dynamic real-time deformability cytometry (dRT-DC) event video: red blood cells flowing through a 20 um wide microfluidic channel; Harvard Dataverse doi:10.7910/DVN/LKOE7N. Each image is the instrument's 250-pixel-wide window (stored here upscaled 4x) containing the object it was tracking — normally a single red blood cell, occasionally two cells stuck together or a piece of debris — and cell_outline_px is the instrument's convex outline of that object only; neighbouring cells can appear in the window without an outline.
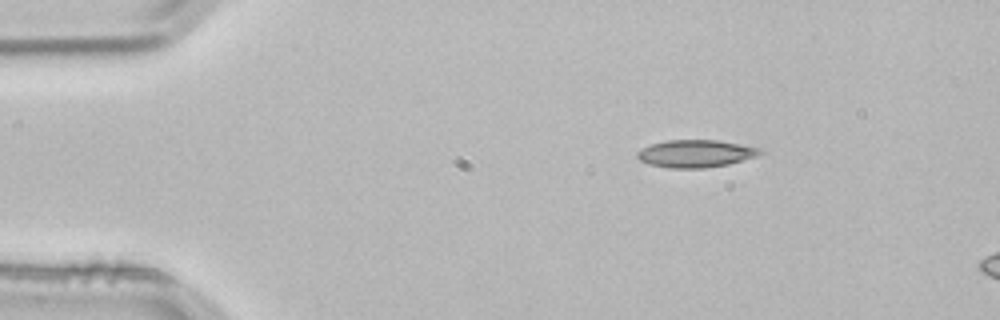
{"species": "common noctule bat (a hibernating species)", "species_latin": "Nyctalus noctula", "temperature_condition": "room temperature", "stored_images_in_passage": 3, "camera_frame_rate_fps": 3000, "um_per_image_px": 0.085, "animal": {"sex": "male", "body_mass_g": 21.5, "forearm_length_mm": 52.0}, "frame": {"image": 1, "passage_image": 1, "time_ms": 0.0, "image_size_px": [1000, 320], "cell_outline_px": [[764, 152], [756, 156], [728, 164], [704, 168], [668, 168], [648, 164], [640, 160], [636, 156], [636, 152], [652, 144], [668, 140], [716, 140], [760, 148]], "centroid_in_image_um": [59.11, 13.06], "position_along_channel_um": 25.9, "area_um2": 19.48}}